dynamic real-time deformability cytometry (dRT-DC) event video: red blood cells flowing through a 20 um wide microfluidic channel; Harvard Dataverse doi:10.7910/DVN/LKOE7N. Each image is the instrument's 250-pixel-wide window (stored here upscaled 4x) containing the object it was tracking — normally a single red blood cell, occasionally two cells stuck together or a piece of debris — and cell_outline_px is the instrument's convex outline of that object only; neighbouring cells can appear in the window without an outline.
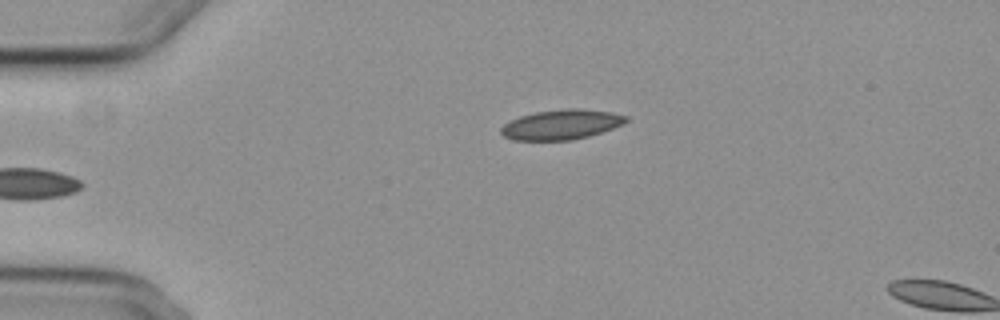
{"species": "common noctule bat (a hibernating species)", "species_latin": "Nyctalus noctula", "temperature_condition": "cold", "stored_images_in_passage": 2, "camera_frame_rate_fps": 3000, "um_per_image_px": 0.085, "animal": {"sex": "female", "body_mass_g": 29.2, "forearm_length_mm": 56.3}, "frame": {"image": 1, "passage_image": 2, "time_ms": 2.0, "image_size_px": [1000, 320], "cell_outline_px": [[628, 120], [612, 128], [588, 136], [572, 140], [512, 140], [504, 136], [500, 132], [500, 128], [504, 124], [520, 116], [536, 112], [564, 108], [580, 108], [612, 112], [628, 116]], "centroid_in_image_um": [47.7, 10.58], "position_along_channel_um": 37.3, "area_um2": 21.68}}